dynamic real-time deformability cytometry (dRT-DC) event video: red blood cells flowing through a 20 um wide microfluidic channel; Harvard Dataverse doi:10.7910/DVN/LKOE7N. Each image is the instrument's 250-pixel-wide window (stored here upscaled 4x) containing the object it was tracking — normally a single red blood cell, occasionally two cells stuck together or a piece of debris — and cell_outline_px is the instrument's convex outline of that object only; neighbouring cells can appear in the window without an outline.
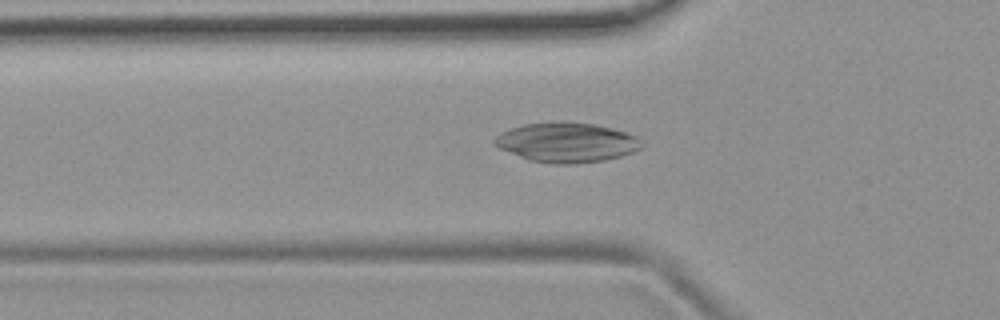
{"species": "common noctule bat (a hibernating species)", "species_latin": "Nyctalus noctula", "temperature_condition": "room temperature", "stored_images_in_passage": 36, "camera_frame_rate_fps": 3000, "um_per_image_px": 0.085, "animal": {"sex": "female", "body_mass_g": 19.9}, "frame": {"image": 1, "passage_image": 2, "time_ms": 0.333, "image_size_px": [1000, 320], "cell_outline_px": [[644, 144], [640, 148], [632, 152], [620, 156], [604, 160], [576, 164], [552, 164], [528, 160], [500, 148], [492, 144], [492, 140], [500, 132], [524, 124], [552, 120], [564, 120], [596, 124], [612, 128], [636, 136]], "centroid_in_image_um": [48.13, 12.08], "position_along_channel_um": 77.7, "area_um2": 34.51}}
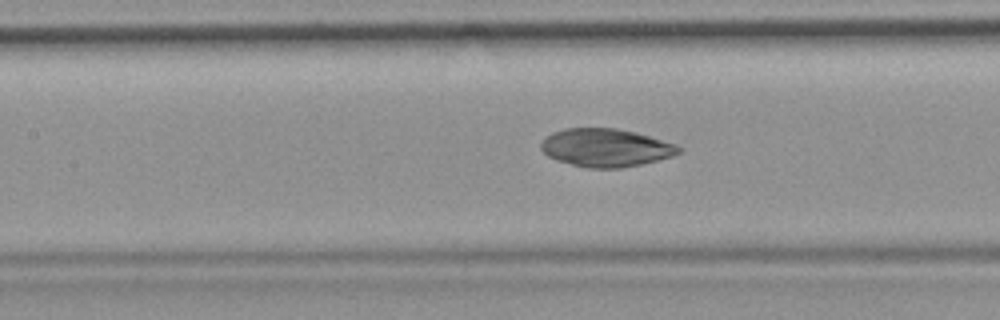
{"frame": {"image": 2, "passage_image": 8, "time_ms": 2.333, "image_size_px": [1000, 320], "cell_outline_px": [[684, 148], [680, 152], [672, 156], [640, 164], [620, 168], [588, 168], [556, 160], [548, 156], [540, 148], [540, 144], [552, 132], [564, 128], [616, 128], [636, 132], [676, 144]], "centroid_in_image_um": [51.5, 12.55], "position_along_channel_um": 155.9, "area_um2": 30.46}}
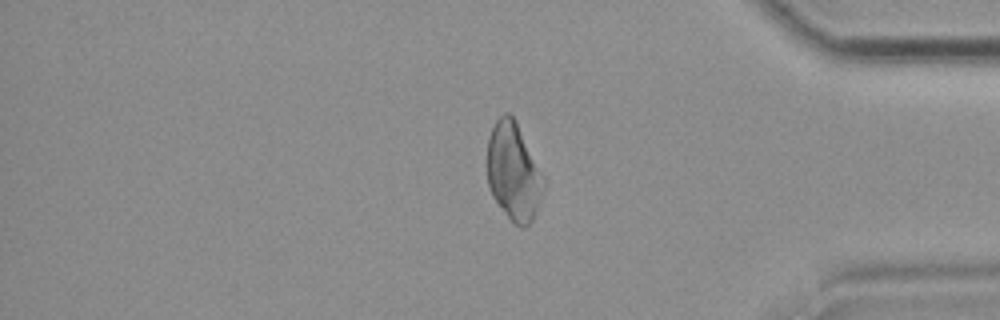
{"frame": {"image": 3, "passage_image": 28, "time_ms": 9.0, "image_size_px": [1000, 320], "cell_outline_px": [[544, 188], [536, 212], [532, 220], [524, 228], [520, 228], [508, 216], [492, 196], [488, 184], [484, 164], [488, 140], [492, 128], [496, 120], [504, 112], [508, 112], [516, 120], [544, 176]], "centroid_in_image_um": [43.62, 14.57], "position_along_channel_um": 391.6, "area_um2": 32.48}}